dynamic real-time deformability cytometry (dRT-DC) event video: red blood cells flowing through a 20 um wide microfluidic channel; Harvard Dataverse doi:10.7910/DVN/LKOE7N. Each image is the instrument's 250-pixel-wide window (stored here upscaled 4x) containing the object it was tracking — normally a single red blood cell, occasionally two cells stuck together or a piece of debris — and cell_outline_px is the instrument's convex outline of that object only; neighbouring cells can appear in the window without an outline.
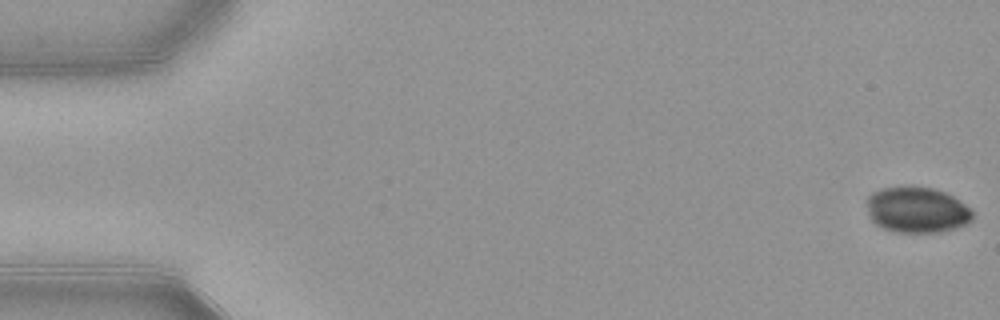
{"species": "common noctule bat (a hibernating species)", "species_latin": "Nyctalus noctula", "temperature_condition": "warm", "stored_images_in_passage": 53, "camera_frame_rate_fps": 3000, "um_per_image_px": 0.085, "animal": {"sex": "female", "body_mass_g": 21.9}, "frame": {"image": 1, "passage_image": 1, "time_ms": 0.0, "image_size_px": [1000, 320], "cell_outline_px": [[972, 220], [968, 224], [956, 228], [940, 232], [896, 232], [884, 228], [876, 224], [868, 216], [868, 196], [872, 192], [880, 188], [912, 184], [932, 188], [944, 192], [952, 196], [964, 204], [972, 212]], "centroid_in_image_um": [77.92, 17.81], "position_along_channel_um": 7.1, "area_um2": 28.55}}
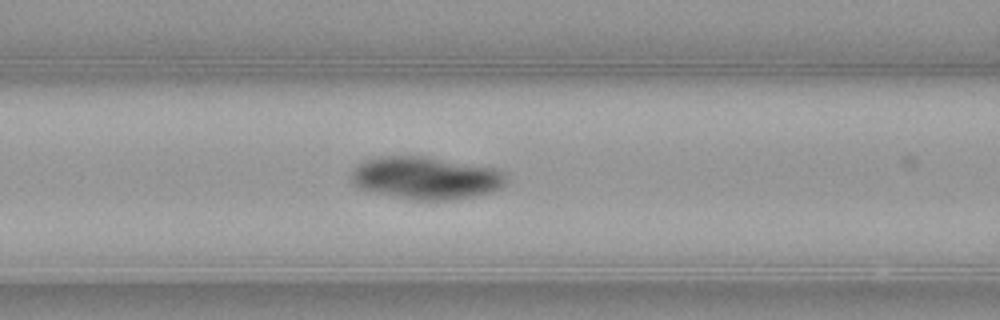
{"frame": {"image": 2, "passage_image": 22, "time_ms": 7.0, "image_size_px": [1000, 320], "cell_outline_px": [[508, 180], [500, 188], [488, 192], [472, 196], [452, 200], [416, 200], [356, 188], [352, 184], [352, 172], [360, 164], [368, 160], [380, 156], [420, 156], [500, 168], [508, 172]], "centroid_in_image_um": [36.27, 15.12], "position_along_channel_um": 130.3, "area_um2": 38.32}}
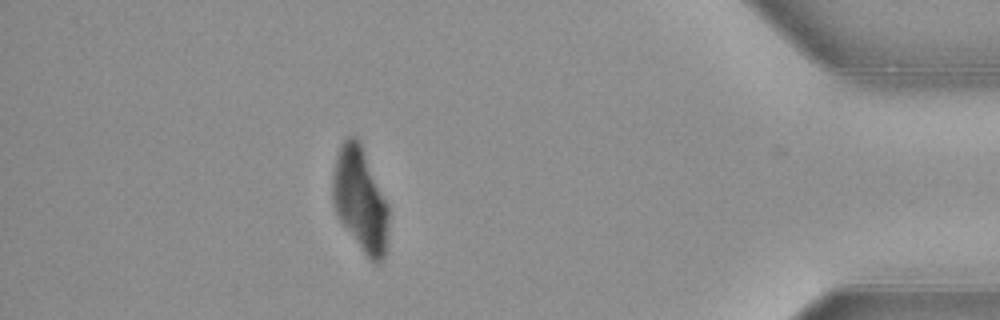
{"frame": {"image": 3, "passage_image": 47, "time_ms": 15.333, "image_size_px": [1000, 320], "cell_outline_px": [[388, 244], [384, 260], [380, 264], [372, 264], [340, 220], [332, 204], [332, 176], [336, 156], [340, 144], [348, 136], [356, 136], [360, 140], [388, 204]], "centroid_in_image_um": [30.63, 16.99], "position_along_channel_um": 404.6, "area_um2": 34.45}}